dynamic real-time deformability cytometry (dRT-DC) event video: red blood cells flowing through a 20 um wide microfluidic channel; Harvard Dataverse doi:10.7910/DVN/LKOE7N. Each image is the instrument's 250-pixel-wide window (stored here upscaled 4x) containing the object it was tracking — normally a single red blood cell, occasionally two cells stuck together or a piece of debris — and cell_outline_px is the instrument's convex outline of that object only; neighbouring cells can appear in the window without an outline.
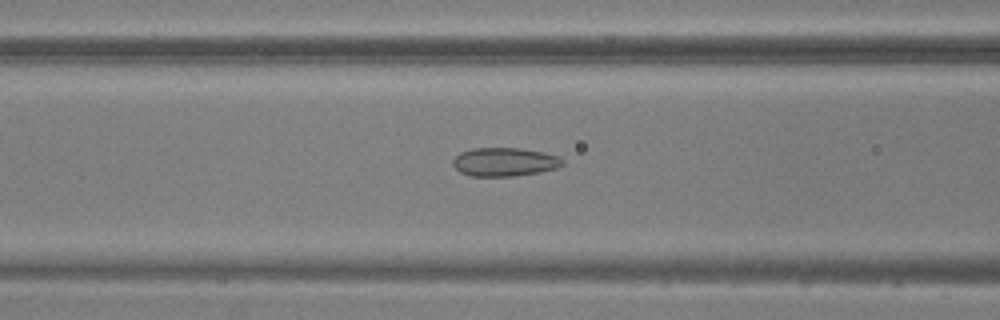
{"species": "common noctule bat (a hibernating species)", "species_latin": "Nyctalus noctula", "temperature_condition": "warm", "stored_images_in_passage": 44, "camera_frame_rate_fps": 3000, "um_per_image_px": 0.085, "animal": {"sex": "male", "body_mass_g": 20.5, "forearm_length_mm": 52.5}, "frame": {"image": 1, "passage_image": 15, "time_ms": 4.667, "image_size_px": [1000, 320], "cell_outline_px": [[564, 164], [556, 168], [540, 172], [516, 176], [472, 176], [460, 172], [452, 164], [452, 160], [460, 152], [472, 148], [520, 148], [544, 152], [560, 156], [564, 160]], "centroid_in_image_um": [42.91, 13.76], "position_along_channel_um": 123.7, "area_um2": 18.44}}
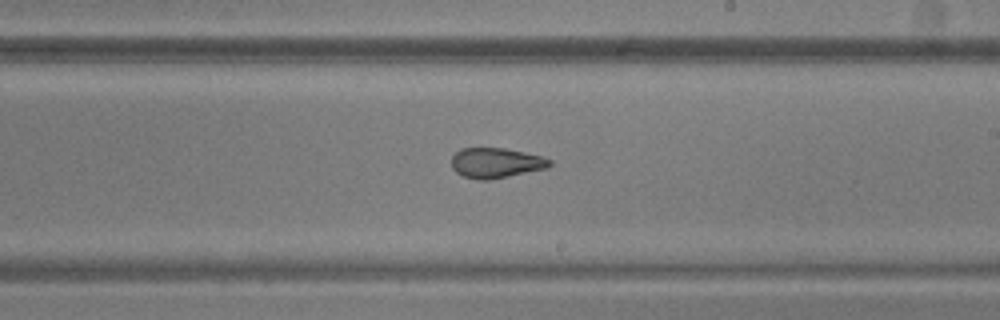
{"frame": {"image": 2, "passage_image": 24, "time_ms": 7.667, "image_size_px": [1000, 320], "cell_outline_px": [[552, 164], [548, 168], [488, 180], [480, 180], [464, 176], [456, 172], [452, 168], [452, 156], [460, 148], [504, 148], [524, 152], [540, 156], [552, 160]], "centroid_in_image_um": [42.15, 13.84], "position_along_channel_um": 246.8, "area_um2": 17.17}}
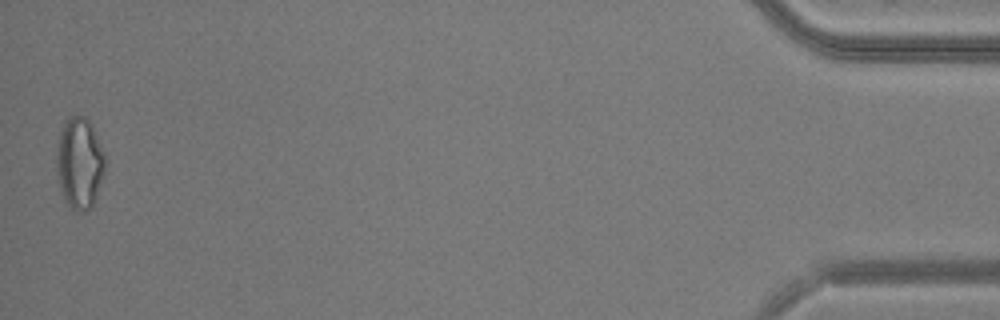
{"frame": {"image": 3, "passage_image": 44, "time_ms": 14.333, "image_size_px": [1000, 320], "cell_outline_px": [[104, 176], [96, 200], [92, 208], [84, 212], [80, 212], [68, 208], [64, 200], [60, 188], [56, 172], [56, 152], [60, 132], [64, 120], [72, 116], [84, 116], [92, 124], [104, 152]], "centroid_in_image_um": [6.76, 13.91], "position_along_channel_um": 428.4, "area_um2": 26.41}}